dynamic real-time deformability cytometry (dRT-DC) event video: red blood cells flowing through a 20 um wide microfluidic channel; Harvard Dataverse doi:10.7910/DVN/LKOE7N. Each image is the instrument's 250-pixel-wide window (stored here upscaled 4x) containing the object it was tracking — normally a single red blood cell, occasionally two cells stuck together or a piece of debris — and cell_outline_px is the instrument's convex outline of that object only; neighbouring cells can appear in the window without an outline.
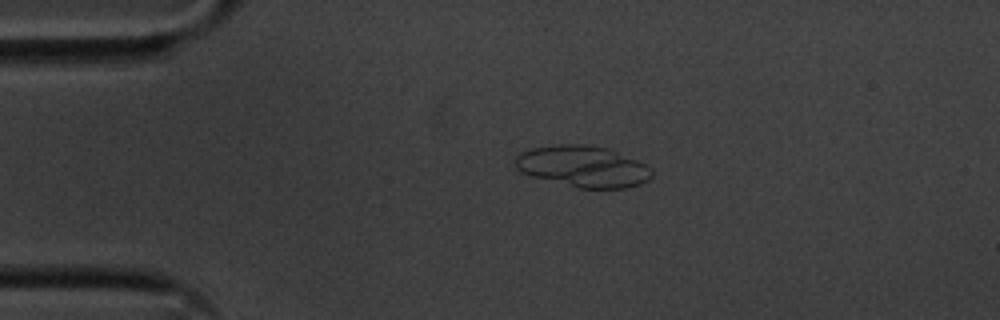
{"species": "common noctule bat (a hibernating species)", "species_latin": "Nyctalus noctula", "temperature_condition": "cold", "stored_images_in_passage": 44, "segment_of_instrument_passage": [1, 2], "camera_frame_rate_fps": 3000, "um_per_image_px": 0.085, "animal": {"sex": "male", "body_mass_g": 20.1, "forearm_length_mm": 53.5}, "frame": {"image": 1, "passage_image": 1, "time_ms": 0.0, "image_size_px": [1000, 320], "cell_outline_px": [[652, 176], [648, 180], [640, 184], [628, 188], [576, 188], [532, 176], [520, 172], [516, 168], [516, 156], [520, 152], [532, 148], [560, 144], [584, 144], [608, 148], [636, 160], [644, 164], [652, 172]], "centroid_in_image_um": [49.53, 14.15], "position_along_channel_um": 35.5, "area_um2": 32.77}}